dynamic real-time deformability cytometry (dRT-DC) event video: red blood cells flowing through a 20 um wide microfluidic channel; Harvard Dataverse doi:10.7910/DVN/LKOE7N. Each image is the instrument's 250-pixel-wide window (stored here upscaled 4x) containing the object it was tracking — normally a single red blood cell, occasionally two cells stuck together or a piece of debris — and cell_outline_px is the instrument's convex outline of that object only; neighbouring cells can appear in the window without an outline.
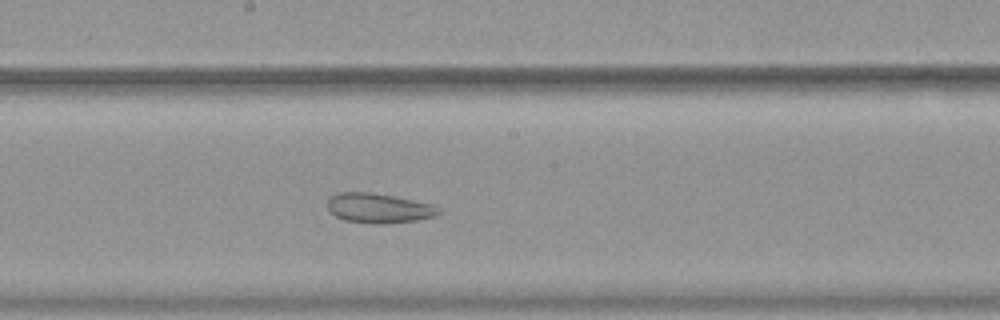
{"species": "common noctule bat (a hibernating species)", "species_latin": "Nyctalus noctula", "temperature_condition": "warm", "stored_images_in_passage": 48, "camera_frame_rate_fps": 3000, "um_per_image_px": 0.085, "animal": {"sex": "female", "body_mass_g": 19.9}, "frame": {"image": 1, "passage_image": 24, "time_ms": 7.667, "image_size_px": [1000, 320], "cell_outline_px": [[440, 212], [432, 216], [416, 220], [384, 224], [380, 224], [344, 220], [328, 212], [328, 200], [336, 192], [372, 192], [396, 196], [432, 204], [440, 208]], "centroid_in_image_um": [32.16, 17.68], "position_along_channel_um": 216.0, "area_um2": 19.25}}
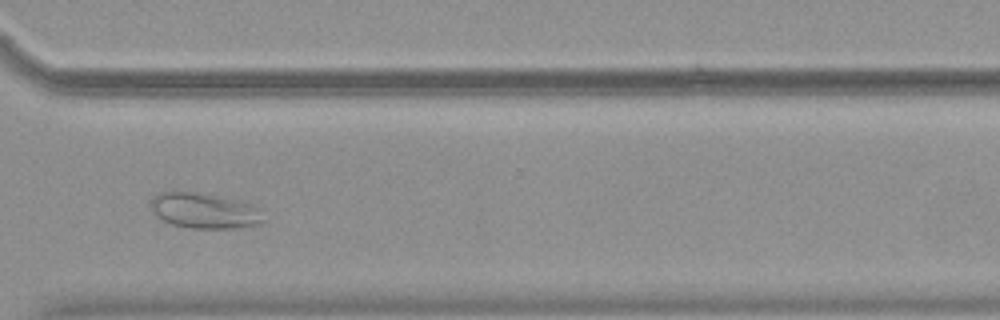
{"frame": {"image": 2, "passage_image": 35, "time_ms": 11.333, "image_size_px": [1000, 320], "cell_outline_px": [[264, 220], [260, 224], [236, 228], [188, 228], [172, 224], [156, 216], [152, 208], [152, 200], [160, 192], [200, 192], [220, 196], [252, 204], [256, 208]], "centroid_in_image_um": [17.38, 17.91], "position_along_channel_um": 353.2, "area_um2": 22.95}}
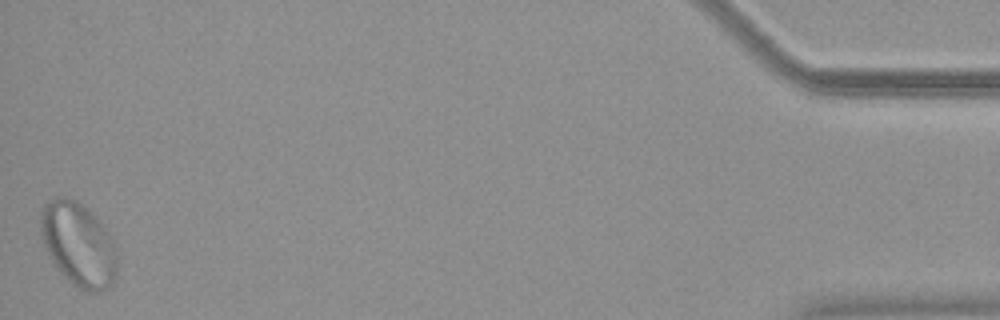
{"frame": {"image": 3, "passage_image": 48, "time_ms": 15.667, "image_size_px": [1000, 320], "cell_outline_px": [[116, 276], [112, 284], [108, 288], [100, 292], [88, 292], [72, 284], [68, 280], [52, 260], [44, 248], [40, 236], [40, 216], [44, 204], [56, 196], [68, 196], [76, 200], [92, 212], [116, 244]], "centroid_in_image_um": [6.65, 20.76], "position_along_channel_um": 428.5, "area_um2": 37.57}}